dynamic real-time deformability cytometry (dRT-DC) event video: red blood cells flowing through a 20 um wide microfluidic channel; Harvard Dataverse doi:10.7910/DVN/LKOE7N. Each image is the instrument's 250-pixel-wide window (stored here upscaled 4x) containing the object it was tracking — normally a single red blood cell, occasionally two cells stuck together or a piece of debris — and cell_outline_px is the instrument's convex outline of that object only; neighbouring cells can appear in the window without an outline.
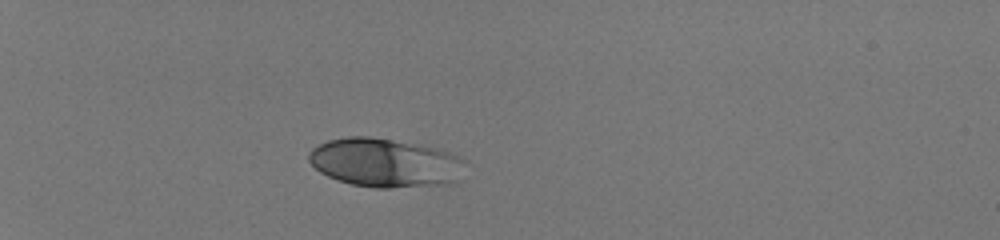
{"species": "human", "species_latin": "Homo sapiens", "temperature_condition": "room temperature", "stored_images_in_passage": 36, "camera_frame_rate_fps": 3000, "um_per_image_px": 0.085, "donor": {"sex": "male"}, "frame": {"image": 1, "passage_image": 1, "time_ms": 0.0, "image_size_px": [1000, 240], "cell_outline_px": [[464, 160], [460, 180], [456, 184], [388, 188], [376, 188], [352, 184], [328, 176], [320, 172], [308, 160], [308, 152], [312, 148], [328, 140], [348, 136], [368, 136], [420, 144], [436, 148], [460, 156]], "centroid_in_image_um": [32.76, 13.84], "position_along_channel_um": 52.2, "area_um2": 44.8}}
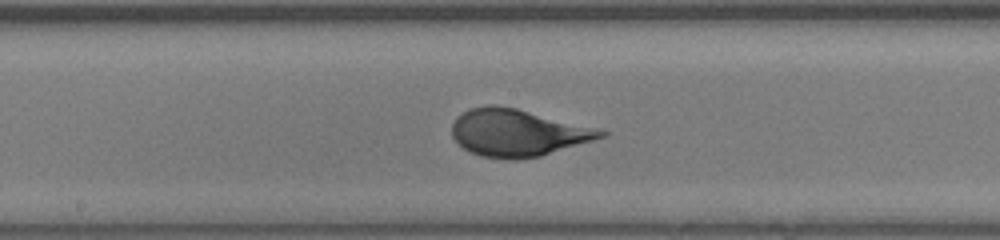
{"frame": {"image": 2, "passage_image": 16, "time_ms": 5.0, "image_size_px": [1000, 240], "cell_outline_px": [[608, 132], [604, 136], [592, 140], [540, 156], [516, 160], [480, 156], [468, 152], [452, 136], [452, 124], [456, 116], [468, 108], [488, 104], [496, 104], [516, 108]], "centroid_in_image_um": [43.89, 11.28], "position_along_channel_um": 204.3, "area_um2": 40.34}}
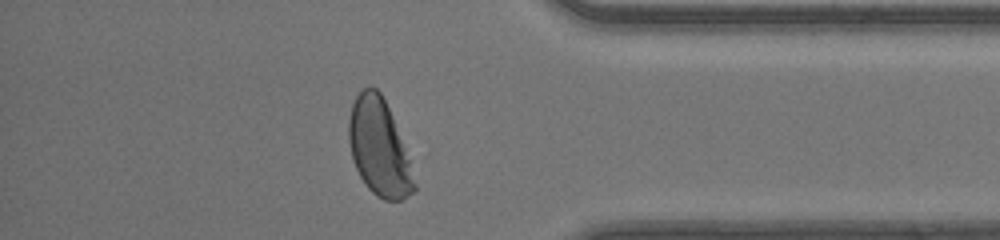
{"frame": {"image": 3, "passage_image": 31, "time_ms": 10.0, "image_size_px": [1000, 240], "cell_outline_px": [[416, 188], [412, 192], [400, 200], [384, 200], [376, 196], [364, 184], [356, 168], [352, 156], [348, 140], [348, 120], [352, 104], [356, 96], [364, 88], [376, 88], [380, 92], [392, 116], [404, 148], [416, 184]], "centroid_in_image_um": [32.18, 12.56], "position_along_channel_um": 403.0, "area_um2": 36.13}, "authors_computed_cell_mechanics": {"area_um2": 40.4022, "velocity_mm_per_s": 4.1341, "shape_relaxation_time_tau1_ms": 3.2259, "shape_relaxation_time_tau2_ms": null, "deformation_change_tau1": 0.1964, "deformation_change_tau2": null}}